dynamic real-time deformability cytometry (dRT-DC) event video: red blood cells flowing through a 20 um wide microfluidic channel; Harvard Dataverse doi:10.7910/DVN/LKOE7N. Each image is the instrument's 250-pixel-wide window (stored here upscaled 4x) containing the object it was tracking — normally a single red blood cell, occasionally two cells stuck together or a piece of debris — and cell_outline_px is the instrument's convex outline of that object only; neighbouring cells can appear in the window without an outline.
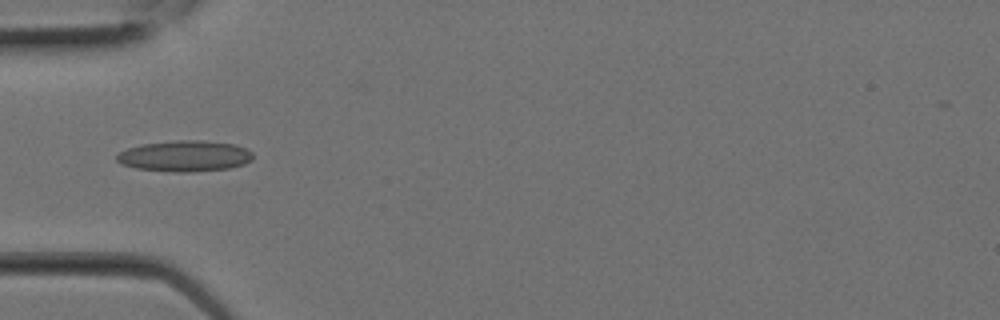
{"species": "Egyptian fruit bat (a non-hibernating species)", "species_latin": "Rousettus aegyptiacus", "temperature_condition": "room temperature", "stored_images_in_passage": 1, "camera_frame_rate_fps": 3000, "um_per_image_px": 0.085, "animal": {"sex": "female"}, "frame": {"image": 1, "passage_image": 1, "time_ms": 0.0, "image_size_px": [1000, 320], "cell_outline_px": [[252, 160], [244, 164], [228, 168], [192, 172], [176, 172], [136, 168], [120, 164], [116, 160], [116, 156], [120, 152], [128, 148], [140, 144], [176, 140], [204, 140], [236, 144], [248, 148], [252, 152]], "centroid_in_image_um": [15.72, 13.25], "position_along_channel_um": 69.3, "area_um2": 24.8}}